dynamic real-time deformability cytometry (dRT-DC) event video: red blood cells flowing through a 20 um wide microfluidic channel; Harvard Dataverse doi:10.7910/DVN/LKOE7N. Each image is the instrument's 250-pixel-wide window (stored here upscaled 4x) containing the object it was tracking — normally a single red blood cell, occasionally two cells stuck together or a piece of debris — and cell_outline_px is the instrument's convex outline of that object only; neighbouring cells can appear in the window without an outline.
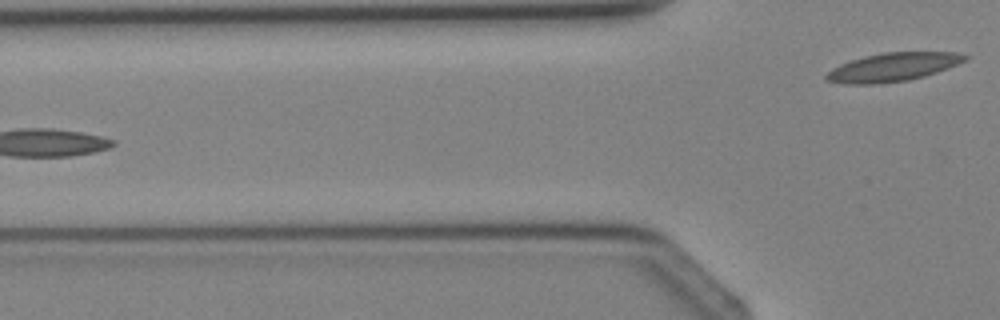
{"species": "Egyptian fruit bat (a non-hibernating species)", "species_latin": "Rousettus aegyptiacus", "temperature_condition": "cold", "stored_images_in_passage": 5, "camera_frame_rate_fps": 3000, "um_per_image_px": 0.085, "animal": {"sex": "female"}, "frame": {"image": 1, "passage_image": 5, "time_ms": 5.667, "image_size_px": [1000, 320], "cell_outline_px": [[968, 60], [948, 68], [924, 76], [908, 80], [872, 84], [844, 84], [824, 80], [824, 76], [832, 68], [840, 64], [864, 56], [884, 52], [956, 52], [968, 56]], "centroid_in_image_um": [75.88, 5.7], "position_along_channel_um": 49.9, "area_um2": 23.0}}